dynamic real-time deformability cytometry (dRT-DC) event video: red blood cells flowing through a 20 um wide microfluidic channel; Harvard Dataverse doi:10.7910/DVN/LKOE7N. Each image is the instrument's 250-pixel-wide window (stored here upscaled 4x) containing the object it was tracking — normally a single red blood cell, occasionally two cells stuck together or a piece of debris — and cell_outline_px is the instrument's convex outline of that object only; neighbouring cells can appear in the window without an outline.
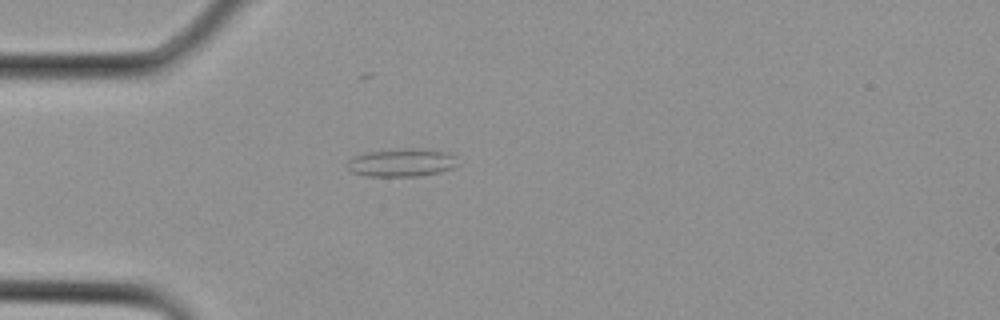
{"species": "Egyptian fruit bat (a non-hibernating species)", "species_latin": "Rousettus aegyptiacus", "temperature_condition": "cold", "stored_images_in_passage": 20, "camera_frame_rate_fps": 3000, "um_per_image_px": 0.085, "animal": {"sex": "female"}, "frame": {"image": 1, "passage_image": 1, "time_ms": 0.0, "image_size_px": [1000, 320], "cell_outline_px": [[460, 164], [452, 168], [440, 172], [420, 176], [364, 176], [352, 172], [348, 168], [348, 160], [356, 156], [368, 152], [400, 148], [416, 148], [448, 152], [456, 156]], "centroid_in_image_um": [34.2, 13.82], "position_along_channel_um": 50.8, "area_um2": 18.21}}
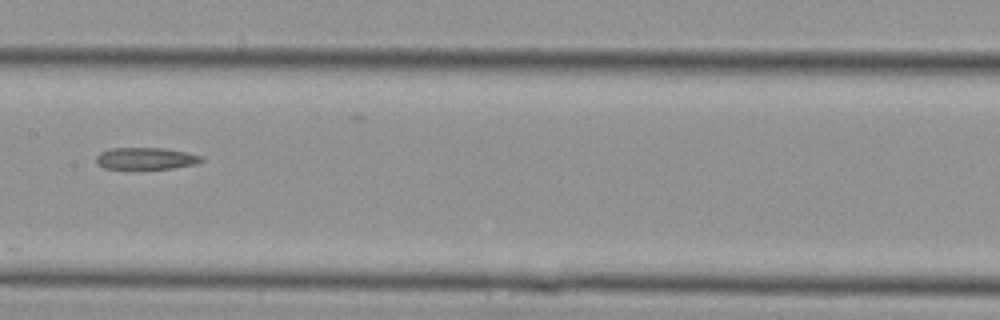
{"frame": {"image": 2, "passage_image": 8, "time_ms": 2.333, "image_size_px": [1000, 320], "cell_outline_px": [[204, 160], [196, 164], [172, 168], [104, 168], [96, 164], [96, 156], [100, 152], [112, 148], [164, 148], [188, 152], [200, 156]], "centroid_in_image_um": [12.39, 13.46], "position_along_channel_um": 195.0, "area_um2": 13.29}}
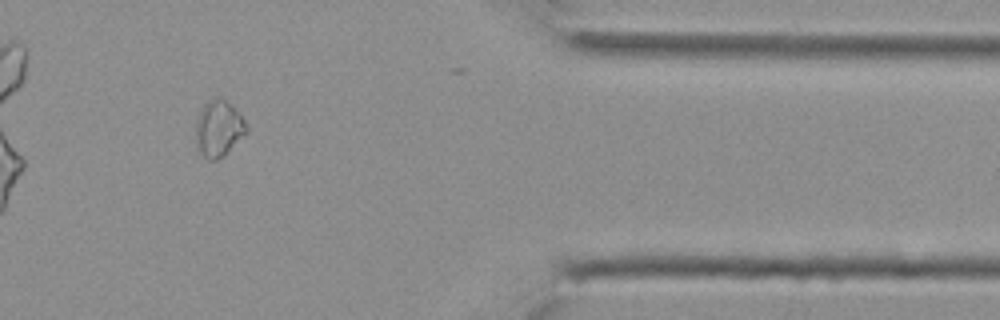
{"frame": {"image": 3, "passage_image": 18, "time_ms": 5.667, "image_size_px": [1000, 320], "cell_outline_px": [[248, 132], [224, 156], [216, 160], [208, 160], [196, 148], [196, 124], [200, 112], [204, 104], [216, 96], [224, 100], [244, 120], [248, 128]], "centroid_in_image_um": [18.57, 10.97], "position_along_channel_um": 392.8, "area_um2": 16.36}}